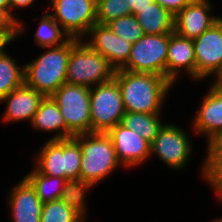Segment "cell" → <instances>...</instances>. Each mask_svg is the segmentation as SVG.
Instances as JSON below:
<instances>
[{"label":"cell","instance_id":"cell-31","mask_svg":"<svg viewBox=\"0 0 222 222\" xmlns=\"http://www.w3.org/2000/svg\"><path fill=\"white\" fill-rule=\"evenodd\" d=\"M0 32L11 42L18 37V21L5 9L0 7Z\"/></svg>","mask_w":222,"mask_h":222},{"label":"cell","instance_id":"cell-26","mask_svg":"<svg viewBox=\"0 0 222 222\" xmlns=\"http://www.w3.org/2000/svg\"><path fill=\"white\" fill-rule=\"evenodd\" d=\"M93 186L84 180L70 179L66 180L63 187L62 196L60 200L64 202L67 206L74 209L79 213L85 220L87 219L86 212V201L85 195L88 189Z\"/></svg>","mask_w":222,"mask_h":222},{"label":"cell","instance_id":"cell-19","mask_svg":"<svg viewBox=\"0 0 222 222\" xmlns=\"http://www.w3.org/2000/svg\"><path fill=\"white\" fill-rule=\"evenodd\" d=\"M40 153L36 154L35 169L47 176L65 178L66 170V139L45 141ZM38 162V163H37Z\"/></svg>","mask_w":222,"mask_h":222},{"label":"cell","instance_id":"cell-33","mask_svg":"<svg viewBox=\"0 0 222 222\" xmlns=\"http://www.w3.org/2000/svg\"><path fill=\"white\" fill-rule=\"evenodd\" d=\"M35 0H10V14L18 21V35H21L25 31L24 25H22L21 20L17 19L16 15L12 10L17 8H26L31 6Z\"/></svg>","mask_w":222,"mask_h":222},{"label":"cell","instance_id":"cell-7","mask_svg":"<svg viewBox=\"0 0 222 222\" xmlns=\"http://www.w3.org/2000/svg\"><path fill=\"white\" fill-rule=\"evenodd\" d=\"M169 38L170 33L145 34L136 43L132 44L129 59L121 69L166 77Z\"/></svg>","mask_w":222,"mask_h":222},{"label":"cell","instance_id":"cell-13","mask_svg":"<svg viewBox=\"0 0 222 222\" xmlns=\"http://www.w3.org/2000/svg\"><path fill=\"white\" fill-rule=\"evenodd\" d=\"M211 9L212 4L208 0H192L174 16V32L189 39L200 36L221 18L210 15Z\"/></svg>","mask_w":222,"mask_h":222},{"label":"cell","instance_id":"cell-11","mask_svg":"<svg viewBox=\"0 0 222 222\" xmlns=\"http://www.w3.org/2000/svg\"><path fill=\"white\" fill-rule=\"evenodd\" d=\"M87 35L89 41L85 43L93 50L103 55L115 69H121L128 61L132 43L118 37L107 25L94 24Z\"/></svg>","mask_w":222,"mask_h":222},{"label":"cell","instance_id":"cell-17","mask_svg":"<svg viewBox=\"0 0 222 222\" xmlns=\"http://www.w3.org/2000/svg\"><path fill=\"white\" fill-rule=\"evenodd\" d=\"M44 97L42 93L23 83L0 100L1 103L6 102L3 122L28 120L31 123Z\"/></svg>","mask_w":222,"mask_h":222},{"label":"cell","instance_id":"cell-18","mask_svg":"<svg viewBox=\"0 0 222 222\" xmlns=\"http://www.w3.org/2000/svg\"><path fill=\"white\" fill-rule=\"evenodd\" d=\"M33 129L57 132L50 140L73 138L74 134L67 128L60 108L51 96L44 97L31 122Z\"/></svg>","mask_w":222,"mask_h":222},{"label":"cell","instance_id":"cell-24","mask_svg":"<svg viewBox=\"0 0 222 222\" xmlns=\"http://www.w3.org/2000/svg\"><path fill=\"white\" fill-rule=\"evenodd\" d=\"M34 38V42L42 48L60 46L70 39L47 10L40 19Z\"/></svg>","mask_w":222,"mask_h":222},{"label":"cell","instance_id":"cell-9","mask_svg":"<svg viewBox=\"0 0 222 222\" xmlns=\"http://www.w3.org/2000/svg\"><path fill=\"white\" fill-rule=\"evenodd\" d=\"M190 137L176 124L165 123L150 144V155L158 156L167 166L183 169L192 152Z\"/></svg>","mask_w":222,"mask_h":222},{"label":"cell","instance_id":"cell-10","mask_svg":"<svg viewBox=\"0 0 222 222\" xmlns=\"http://www.w3.org/2000/svg\"><path fill=\"white\" fill-rule=\"evenodd\" d=\"M195 80L215 76L222 67V17L193 39Z\"/></svg>","mask_w":222,"mask_h":222},{"label":"cell","instance_id":"cell-34","mask_svg":"<svg viewBox=\"0 0 222 222\" xmlns=\"http://www.w3.org/2000/svg\"><path fill=\"white\" fill-rule=\"evenodd\" d=\"M154 0H130V10L132 11L133 15H137L141 9H144L145 7H149L152 3H154Z\"/></svg>","mask_w":222,"mask_h":222},{"label":"cell","instance_id":"cell-32","mask_svg":"<svg viewBox=\"0 0 222 222\" xmlns=\"http://www.w3.org/2000/svg\"><path fill=\"white\" fill-rule=\"evenodd\" d=\"M160 6L169 11L173 16H176L185 6L192 0H154Z\"/></svg>","mask_w":222,"mask_h":222},{"label":"cell","instance_id":"cell-29","mask_svg":"<svg viewBox=\"0 0 222 222\" xmlns=\"http://www.w3.org/2000/svg\"><path fill=\"white\" fill-rule=\"evenodd\" d=\"M118 37L129 43H136L145 33L135 15H128L112 20L106 24Z\"/></svg>","mask_w":222,"mask_h":222},{"label":"cell","instance_id":"cell-23","mask_svg":"<svg viewBox=\"0 0 222 222\" xmlns=\"http://www.w3.org/2000/svg\"><path fill=\"white\" fill-rule=\"evenodd\" d=\"M24 177L34 187L37 196L43 203L61 198L63 187L66 182L65 178L43 175L34 167L33 170Z\"/></svg>","mask_w":222,"mask_h":222},{"label":"cell","instance_id":"cell-35","mask_svg":"<svg viewBox=\"0 0 222 222\" xmlns=\"http://www.w3.org/2000/svg\"><path fill=\"white\" fill-rule=\"evenodd\" d=\"M11 41L0 32V53L6 48V45H9Z\"/></svg>","mask_w":222,"mask_h":222},{"label":"cell","instance_id":"cell-2","mask_svg":"<svg viewBox=\"0 0 222 222\" xmlns=\"http://www.w3.org/2000/svg\"><path fill=\"white\" fill-rule=\"evenodd\" d=\"M79 40L70 38L60 46L44 48L49 50L24 65V83L45 97L51 96L66 83L70 51Z\"/></svg>","mask_w":222,"mask_h":222},{"label":"cell","instance_id":"cell-25","mask_svg":"<svg viewBox=\"0 0 222 222\" xmlns=\"http://www.w3.org/2000/svg\"><path fill=\"white\" fill-rule=\"evenodd\" d=\"M24 83V66L16 63L4 49L0 53V100Z\"/></svg>","mask_w":222,"mask_h":222},{"label":"cell","instance_id":"cell-3","mask_svg":"<svg viewBox=\"0 0 222 222\" xmlns=\"http://www.w3.org/2000/svg\"><path fill=\"white\" fill-rule=\"evenodd\" d=\"M82 150L80 179L96 186L119 166L111 137L103 132L77 134L73 137Z\"/></svg>","mask_w":222,"mask_h":222},{"label":"cell","instance_id":"cell-1","mask_svg":"<svg viewBox=\"0 0 222 222\" xmlns=\"http://www.w3.org/2000/svg\"><path fill=\"white\" fill-rule=\"evenodd\" d=\"M126 112L161 114L165 96L173 84L160 75L115 70Z\"/></svg>","mask_w":222,"mask_h":222},{"label":"cell","instance_id":"cell-27","mask_svg":"<svg viewBox=\"0 0 222 222\" xmlns=\"http://www.w3.org/2000/svg\"><path fill=\"white\" fill-rule=\"evenodd\" d=\"M86 220L60 199L43 203L40 222H85Z\"/></svg>","mask_w":222,"mask_h":222},{"label":"cell","instance_id":"cell-15","mask_svg":"<svg viewBox=\"0 0 222 222\" xmlns=\"http://www.w3.org/2000/svg\"><path fill=\"white\" fill-rule=\"evenodd\" d=\"M184 71L195 80V51L193 39L170 33L166 59V78L175 85L180 73Z\"/></svg>","mask_w":222,"mask_h":222},{"label":"cell","instance_id":"cell-5","mask_svg":"<svg viewBox=\"0 0 222 222\" xmlns=\"http://www.w3.org/2000/svg\"><path fill=\"white\" fill-rule=\"evenodd\" d=\"M117 80H111L90 88L91 132L107 133L121 122L125 113Z\"/></svg>","mask_w":222,"mask_h":222},{"label":"cell","instance_id":"cell-4","mask_svg":"<svg viewBox=\"0 0 222 222\" xmlns=\"http://www.w3.org/2000/svg\"><path fill=\"white\" fill-rule=\"evenodd\" d=\"M114 73L115 69L107 59L97 51H93L82 39L71 49L66 83L91 88L111 80Z\"/></svg>","mask_w":222,"mask_h":222},{"label":"cell","instance_id":"cell-21","mask_svg":"<svg viewBox=\"0 0 222 222\" xmlns=\"http://www.w3.org/2000/svg\"><path fill=\"white\" fill-rule=\"evenodd\" d=\"M202 164L203 178L211 184L219 200L222 198V135L207 144L206 157Z\"/></svg>","mask_w":222,"mask_h":222},{"label":"cell","instance_id":"cell-14","mask_svg":"<svg viewBox=\"0 0 222 222\" xmlns=\"http://www.w3.org/2000/svg\"><path fill=\"white\" fill-rule=\"evenodd\" d=\"M192 127L197 134H204L208 143L222 135V87L213 84L210 86L194 116Z\"/></svg>","mask_w":222,"mask_h":222},{"label":"cell","instance_id":"cell-22","mask_svg":"<svg viewBox=\"0 0 222 222\" xmlns=\"http://www.w3.org/2000/svg\"><path fill=\"white\" fill-rule=\"evenodd\" d=\"M160 117V114L125 112L120 124L136 132L151 144L159 130L165 124L160 120Z\"/></svg>","mask_w":222,"mask_h":222},{"label":"cell","instance_id":"cell-16","mask_svg":"<svg viewBox=\"0 0 222 222\" xmlns=\"http://www.w3.org/2000/svg\"><path fill=\"white\" fill-rule=\"evenodd\" d=\"M9 196V209L13 222H40L43 202L31 183L23 177L12 187Z\"/></svg>","mask_w":222,"mask_h":222},{"label":"cell","instance_id":"cell-28","mask_svg":"<svg viewBox=\"0 0 222 222\" xmlns=\"http://www.w3.org/2000/svg\"><path fill=\"white\" fill-rule=\"evenodd\" d=\"M130 0H96V22L106 25L120 17L132 15Z\"/></svg>","mask_w":222,"mask_h":222},{"label":"cell","instance_id":"cell-36","mask_svg":"<svg viewBox=\"0 0 222 222\" xmlns=\"http://www.w3.org/2000/svg\"><path fill=\"white\" fill-rule=\"evenodd\" d=\"M215 76H216L215 77L216 79H214L213 85L222 87V67L220 68L219 72Z\"/></svg>","mask_w":222,"mask_h":222},{"label":"cell","instance_id":"cell-30","mask_svg":"<svg viewBox=\"0 0 222 222\" xmlns=\"http://www.w3.org/2000/svg\"><path fill=\"white\" fill-rule=\"evenodd\" d=\"M81 156L80 144L74 138L66 139V180L80 178Z\"/></svg>","mask_w":222,"mask_h":222},{"label":"cell","instance_id":"cell-37","mask_svg":"<svg viewBox=\"0 0 222 222\" xmlns=\"http://www.w3.org/2000/svg\"><path fill=\"white\" fill-rule=\"evenodd\" d=\"M0 7L5 8L10 13V0H0Z\"/></svg>","mask_w":222,"mask_h":222},{"label":"cell","instance_id":"cell-20","mask_svg":"<svg viewBox=\"0 0 222 222\" xmlns=\"http://www.w3.org/2000/svg\"><path fill=\"white\" fill-rule=\"evenodd\" d=\"M145 34H168L174 32V16L154 2L136 15Z\"/></svg>","mask_w":222,"mask_h":222},{"label":"cell","instance_id":"cell-8","mask_svg":"<svg viewBox=\"0 0 222 222\" xmlns=\"http://www.w3.org/2000/svg\"><path fill=\"white\" fill-rule=\"evenodd\" d=\"M49 13L70 38L84 39L96 24V0H49Z\"/></svg>","mask_w":222,"mask_h":222},{"label":"cell","instance_id":"cell-12","mask_svg":"<svg viewBox=\"0 0 222 222\" xmlns=\"http://www.w3.org/2000/svg\"><path fill=\"white\" fill-rule=\"evenodd\" d=\"M107 134L111 137L118 161L125 168L140 166L150 155V143L120 123Z\"/></svg>","mask_w":222,"mask_h":222},{"label":"cell","instance_id":"cell-6","mask_svg":"<svg viewBox=\"0 0 222 222\" xmlns=\"http://www.w3.org/2000/svg\"><path fill=\"white\" fill-rule=\"evenodd\" d=\"M51 97L59 106L67 128L74 135L91 133L89 87L65 83Z\"/></svg>","mask_w":222,"mask_h":222},{"label":"cell","instance_id":"cell-38","mask_svg":"<svg viewBox=\"0 0 222 222\" xmlns=\"http://www.w3.org/2000/svg\"><path fill=\"white\" fill-rule=\"evenodd\" d=\"M211 222H222V218L214 219V221H211Z\"/></svg>","mask_w":222,"mask_h":222}]
</instances>
